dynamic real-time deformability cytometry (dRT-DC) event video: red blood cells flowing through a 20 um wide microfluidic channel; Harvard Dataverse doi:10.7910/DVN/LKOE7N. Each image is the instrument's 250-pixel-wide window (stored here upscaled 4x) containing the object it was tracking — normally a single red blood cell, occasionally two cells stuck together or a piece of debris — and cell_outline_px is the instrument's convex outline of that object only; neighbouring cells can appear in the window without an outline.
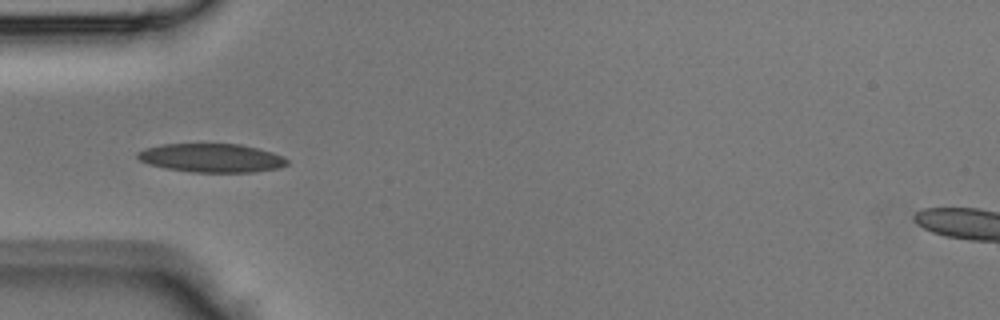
{"species": "Egyptian fruit bat (a non-hibernating species)", "species_latin": "Rousettus aegyptiacus", "temperature_condition": "room temperature", "stored_images_in_passage": 36, "camera_frame_rate_fps": 3000, "um_per_image_px": 0.085, "animal": {"sex": "male"}, "frame": {"image": 1, "passage_image": 6, "time_ms": 1.667, "image_size_px": [1000, 320], "cell_outline_px": [[288, 164], [280, 168], [252, 172], [192, 172], [164, 168], [148, 164], [140, 160], [136, 156], [136, 152], [144, 148], [160, 144], [240, 144], [272, 152], [284, 156], [288, 160]], "centroid_in_image_um": [17.96, 13.42], "position_along_channel_um": 67.0, "area_um2": 25.14}}
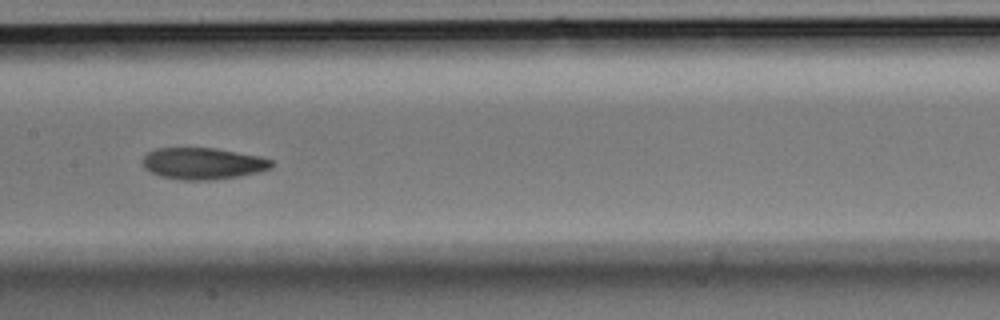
{"frame": {"image": 2, "passage_image": 14, "time_ms": 4.333, "image_size_px": [1000, 320], "cell_outline_px": [[272, 168], [260, 172], [240, 176], [212, 180], [180, 180], [160, 176], [144, 168], [144, 156], [148, 152], [156, 148], [216, 148], [260, 156], [272, 160]], "centroid_in_image_um": [17.28, 13.9], "position_along_channel_um": 190.1, "area_um2": 23.81}}
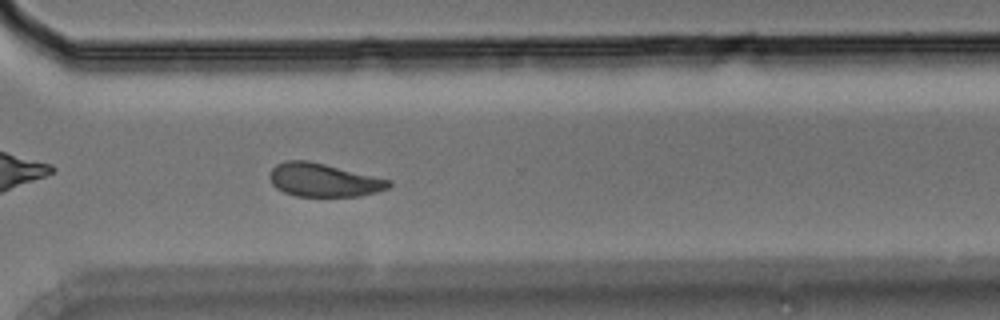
{"frame": {"image": 3, "passage_image": 24, "time_ms": 7.667, "image_size_px": [1000, 320], "cell_outline_px": [[392, 184], [388, 188], [376, 192], [360, 196], [296, 196], [284, 192], [276, 188], [272, 184], [268, 176], [272, 168], [276, 164], [288, 160], [308, 160], [392, 180]], "centroid_in_image_um": [27.49, 15.3], "position_along_channel_um": 343.1, "area_um2": 23.18}}